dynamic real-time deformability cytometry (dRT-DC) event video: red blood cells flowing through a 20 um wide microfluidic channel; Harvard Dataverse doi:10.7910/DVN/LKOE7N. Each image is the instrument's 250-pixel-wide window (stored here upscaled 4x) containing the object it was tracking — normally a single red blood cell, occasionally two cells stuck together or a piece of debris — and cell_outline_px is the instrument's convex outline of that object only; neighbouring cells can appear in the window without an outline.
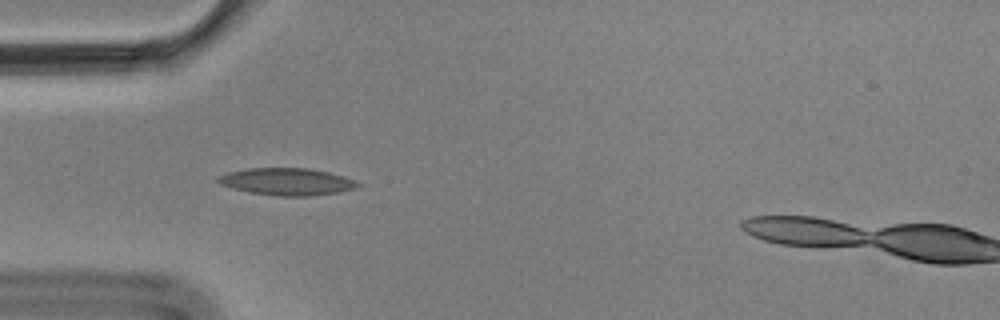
{"species": "Egyptian fruit bat (a non-hibernating species)", "species_latin": "Rousettus aegyptiacus", "temperature_condition": "cold", "stored_images_in_passage": 2, "camera_frame_rate_fps": 3000, "um_per_image_px": 0.085, "animal": {"sex": "male"}, "frame": {"image": 1, "passage_image": 2, "time_ms": 0.333, "image_size_px": [1000, 320], "cell_outline_px": [[364, 184], [360, 188], [340, 192], [312, 196], [276, 196], [248, 192], [232, 188], [220, 184], [216, 180], [216, 176], [228, 172], [248, 168], [308, 168], [328, 172], [344, 176], [356, 180]], "centroid_in_image_um": [24.44, 15.45], "position_along_channel_um": 60.6, "area_um2": 22.54}}